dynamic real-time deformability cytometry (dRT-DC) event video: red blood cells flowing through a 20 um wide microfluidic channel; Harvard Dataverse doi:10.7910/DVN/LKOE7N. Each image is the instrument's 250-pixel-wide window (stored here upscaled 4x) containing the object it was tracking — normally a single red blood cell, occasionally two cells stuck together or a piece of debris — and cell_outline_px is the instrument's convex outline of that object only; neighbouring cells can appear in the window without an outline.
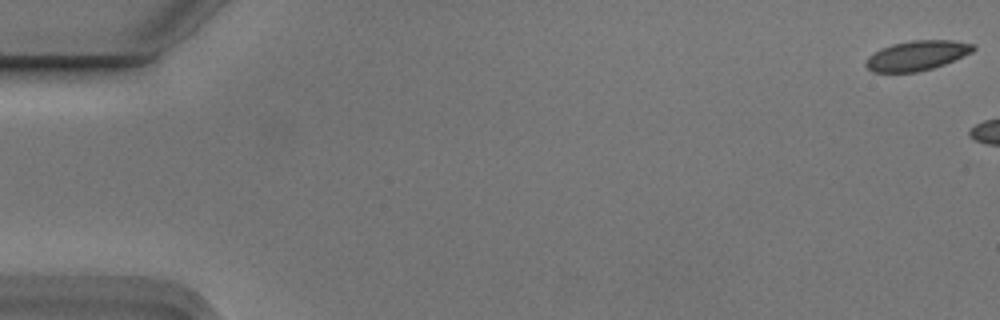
{"species": "Egyptian fruit bat (a non-hibernating species)", "species_latin": "Rousettus aegyptiacus", "temperature_condition": "cold", "stored_images_in_passage": 2, "camera_frame_rate_fps": 3000, "um_per_image_px": 0.085, "animal": {"sex": "male"}, "frame": {"image": 1, "passage_image": 1, "time_ms": 0.0, "image_size_px": [1000, 320], "cell_outline_px": [[976, 48], [972, 52], [944, 64], [932, 68], [916, 72], [872, 72], [864, 64], [868, 56], [892, 44], [912, 40], [952, 40], [976, 44]], "centroid_in_image_um": [77.96, 4.71], "position_along_channel_um": 7.0, "area_um2": 18.5}}